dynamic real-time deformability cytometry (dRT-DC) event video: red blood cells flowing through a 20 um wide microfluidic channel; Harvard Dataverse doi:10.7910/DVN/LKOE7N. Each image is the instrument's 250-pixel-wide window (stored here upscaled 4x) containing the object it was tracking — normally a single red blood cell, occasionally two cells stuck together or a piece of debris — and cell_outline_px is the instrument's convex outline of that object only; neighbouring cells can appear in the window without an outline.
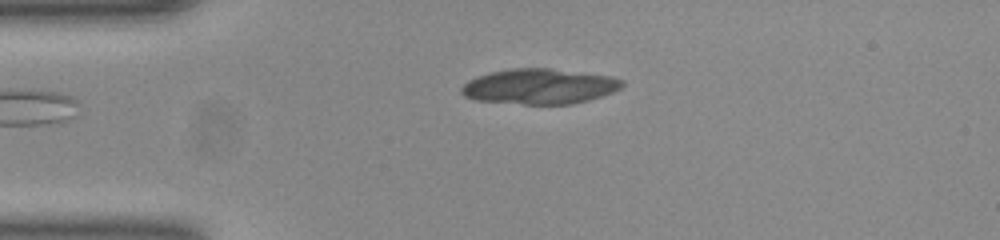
{"species": "common noctule bat (a hibernating species)", "species_latin": "Nyctalus noctula", "temperature_condition": "room temperature", "stored_images_in_passage": 43, "camera_frame_rate_fps": 3000, "um_per_image_px": 0.085, "animal": {"sex": "female", "body_mass_g": 23.0, "forearm_length_mm": 53.4}, "frame": {"image": 1, "passage_image": 2, "time_ms": 0.333, "image_size_px": [1000, 240], "cell_outline_px": [[624, 84], [620, 88], [612, 92], [588, 100], [572, 104], [524, 104], [476, 100], [464, 96], [460, 92], [460, 88], [468, 80], [476, 76], [492, 72], [512, 68], [548, 68], [612, 76], [624, 80]], "centroid_in_image_um": [45.84, 7.34], "position_along_channel_um": 39.2, "area_um2": 33.0}}
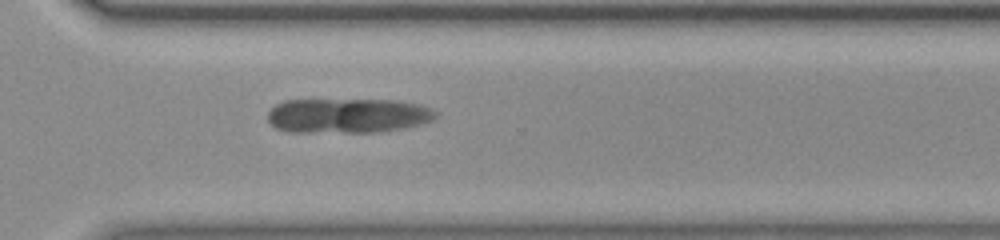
{"frame": {"image": 2, "passage_image": 28, "time_ms": 9.0, "image_size_px": [1000, 240], "cell_outline_px": [[436, 116], [432, 120], [420, 124], [400, 128], [376, 132], [292, 132], [276, 128], [268, 120], [268, 112], [276, 104], [284, 100], [396, 100], [420, 104], [432, 108], [436, 112]], "centroid_in_image_um": [29.55, 9.82], "position_along_channel_um": 341.0, "area_um2": 33.93}}
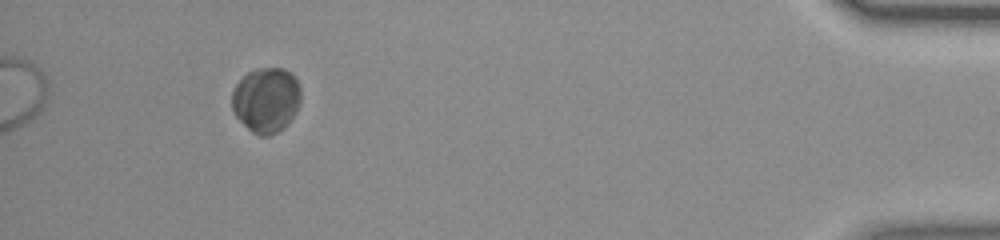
{"frame": {"image": 3, "passage_image": 39, "time_ms": 12.667, "image_size_px": [1000, 240], "cell_outline_px": [[300, 104], [296, 112], [284, 128], [268, 136], [260, 136], [252, 132], [232, 112], [232, 92], [236, 84], [248, 72], [256, 68], [284, 68], [296, 80], [300, 88]], "centroid_in_image_um": [22.62, 8.5], "position_along_channel_um": 412.6, "area_um2": 26.07}}